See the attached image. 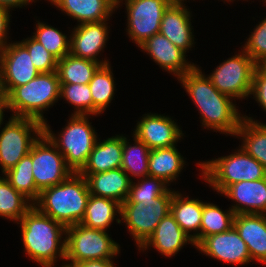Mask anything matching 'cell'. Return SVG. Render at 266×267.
I'll list each match as a JSON object with an SVG mask.
<instances>
[{
	"label": "cell",
	"instance_id": "obj_1",
	"mask_svg": "<svg viewBox=\"0 0 266 267\" xmlns=\"http://www.w3.org/2000/svg\"><path fill=\"white\" fill-rule=\"evenodd\" d=\"M186 92L199 109L202 126L215 132L235 135L244 116L236 109L233 99L220 93L209 77L196 65L178 78ZM241 115V116H240Z\"/></svg>",
	"mask_w": 266,
	"mask_h": 267
},
{
	"label": "cell",
	"instance_id": "obj_2",
	"mask_svg": "<svg viewBox=\"0 0 266 267\" xmlns=\"http://www.w3.org/2000/svg\"><path fill=\"white\" fill-rule=\"evenodd\" d=\"M20 224L24 251L42 267H54L59 257L65 260L66 227L41 213L34 205ZM64 238V240H62Z\"/></svg>",
	"mask_w": 266,
	"mask_h": 267
},
{
	"label": "cell",
	"instance_id": "obj_3",
	"mask_svg": "<svg viewBox=\"0 0 266 267\" xmlns=\"http://www.w3.org/2000/svg\"><path fill=\"white\" fill-rule=\"evenodd\" d=\"M90 195L85 177L73 172L60 184L42 190L33 205L68 227L81 223Z\"/></svg>",
	"mask_w": 266,
	"mask_h": 267
},
{
	"label": "cell",
	"instance_id": "obj_4",
	"mask_svg": "<svg viewBox=\"0 0 266 267\" xmlns=\"http://www.w3.org/2000/svg\"><path fill=\"white\" fill-rule=\"evenodd\" d=\"M60 99V81L56 71L40 73L27 84L15 87L6 97V109L13 117L46 122L43 111ZM48 108V109H47Z\"/></svg>",
	"mask_w": 266,
	"mask_h": 267
},
{
	"label": "cell",
	"instance_id": "obj_5",
	"mask_svg": "<svg viewBox=\"0 0 266 267\" xmlns=\"http://www.w3.org/2000/svg\"><path fill=\"white\" fill-rule=\"evenodd\" d=\"M239 148L228 156L197 163L202 170V179L220 194L236 182L266 178L264 166Z\"/></svg>",
	"mask_w": 266,
	"mask_h": 267
},
{
	"label": "cell",
	"instance_id": "obj_6",
	"mask_svg": "<svg viewBox=\"0 0 266 267\" xmlns=\"http://www.w3.org/2000/svg\"><path fill=\"white\" fill-rule=\"evenodd\" d=\"M71 116L57 137L47 122L43 124V133L64 156L66 165L78 173L86 164L98 136L88 115Z\"/></svg>",
	"mask_w": 266,
	"mask_h": 267
},
{
	"label": "cell",
	"instance_id": "obj_7",
	"mask_svg": "<svg viewBox=\"0 0 266 267\" xmlns=\"http://www.w3.org/2000/svg\"><path fill=\"white\" fill-rule=\"evenodd\" d=\"M65 261L69 264L99 259H113L120 253V245L110 235L99 229L76 224L66 227ZM71 261V263H70Z\"/></svg>",
	"mask_w": 266,
	"mask_h": 267
},
{
	"label": "cell",
	"instance_id": "obj_8",
	"mask_svg": "<svg viewBox=\"0 0 266 267\" xmlns=\"http://www.w3.org/2000/svg\"><path fill=\"white\" fill-rule=\"evenodd\" d=\"M42 133L43 124L40 121L31 118L10 117L0 133L2 174L13 168L30 152L33 143Z\"/></svg>",
	"mask_w": 266,
	"mask_h": 267
},
{
	"label": "cell",
	"instance_id": "obj_9",
	"mask_svg": "<svg viewBox=\"0 0 266 267\" xmlns=\"http://www.w3.org/2000/svg\"><path fill=\"white\" fill-rule=\"evenodd\" d=\"M174 192L169 189L164 195L156 198L154 204L149 206L142 205V202H123L121 204L119 216L125 222L128 232L138 245V249L153 234L161 220L170 213Z\"/></svg>",
	"mask_w": 266,
	"mask_h": 267
},
{
	"label": "cell",
	"instance_id": "obj_10",
	"mask_svg": "<svg viewBox=\"0 0 266 267\" xmlns=\"http://www.w3.org/2000/svg\"><path fill=\"white\" fill-rule=\"evenodd\" d=\"M256 66V62L242 50L224 60L208 77L220 93L233 99H245L251 94Z\"/></svg>",
	"mask_w": 266,
	"mask_h": 267
},
{
	"label": "cell",
	"instance_id": "obj_11",
	"mask_svg": "<svg viewBox=\"0 0 266 267\" xmlns=\"http://www.w3.org/2000/svg\"><path fill=\"white\" fill-rule=\"evenodd\" d=\"M32 172L40 192L60 184L73 173L64 156L44 133L32 145Z\"/></svg>",
	"mask_w": 266,
	"mask_h": 267
},
{
	"label": "cell",
	"instance_id": "obj_12",
	"mask_svg": "<svg viewBox=\"0 0 266 267\" xmlns=\"http://www.w3.org/2000/svg\"><path fill=\"white\" fill-rule=\"evenodd\" d=\"M38 74L27 48L21 42H9L0 49V91L4 97Z\"/></svg>",
	"mask_w": 266,
	"mask_h": 267
},
{
	"label": "cell",
	"instance_id": "obj_13",
	"mask_svg": "<svg viewBox=\"0 0 266 267\" xmlns=\"http://www.w3.org/2000/svg\"><path fill=\"white\" fill-rule=\"evenodd\" d=\"M127 12V34L140 46L147 39L159 33L166 0H125Z\"/></svg>",
	"mask_w": 266,
	"mask_h": 267
},
{
	"label": "cell",
	"instance_id": "obj_14",
	"mask_svg": "<svg viewBox=\"0 0 266 267\" xmlns=\"http://www.w3.org/2000/svg\"><path fill=\"white\" fill-rule=\"evenodd\" d=\"M169 116L144 114L138 121L133 135L144 142L151 150L169 148L183 137L182 130Z\"/></svg>",
	"mask_w": 266,
	"mask_h": 267
},
{
	"label": "cell",
	"instance_id": "obj_15",
	"mask_svg": "<svg viewBox=\"0 0 266 267\" xmlns=\"http://www.w3.org/2000/svg\"><path fill=\"white\" fill-rule=\"evenodd\" d=\"M196 248L204 255L226 263L241 266L251 262L247 245L234 227L205 237Z\"/></svg>",
	"mask_w": 266,
	"mask_h": 267
},
{
	"label": "cell",
	"instance_id": "obj_16",
	"mask_svg": "<svg viewBox=\"0 0 266 267\" xmlns=\"http://www.w3.org/2000/svg\"><path fill=\"white\" fill-rule=\"evenodd\" d=\"M105 21L78 24L73 28L70 37V54L79 58L90 59L101 65L109 64L97 58L106 46L108 24Z\"/></svg>",
	"mask_w": 266,
	"mask_h": 267
},
{
	"label": "cell",
	"instance_id": "obj_17",
	"mask_svg": "<svg viewBox=\"0 0 266 267\" xmlns=\"http://www.w3.org/2000/svg\"><path fill=\"white\" fill-rule=\"evenodd\" d=\"M150 55L155 63L168 73L179 78L190 71L195 64L186 60V53L172 44L165 36L157 33L139 46Z\"/></svg>",
	"mask_w": 266,
	"mask_h": 267
},
{
	"label": "cell",
	"instance_id": "obj_18",
	"mask_svg": "<svg viewBox=\"0 0 266 267\" xmlns=\"http://www.w3.org/2000/svg\"><path fill=\"white\" fill-rule=\"evenodd\" d=\"M221 194L236 202L231 206L235 214H266V178L236 182Z\"/></svg>",
	"mask_w": 266,
	"mask_h": 267
},
{
	"label": "cell",
	"instance_id": "obj_19",
	"mask_svg": "<svg viewBox=\"0 0 266 267\" xmlns=\"http://www.w3.org/2000/svg\"><path fill=\"white\" fill-rule=\"evenodd\" d=\"M185 5H169L162 16L159 33L185 53L194 44L191 15Z\"/></svg>",
	"mask_w": 266,
	"mask_h": 267
},
{
	"label": "cell",
	"instance_id": "obj_20",
	"mask_svg": "<svg viewBox=\"0 0 266 267\" xmlns=\"http://www.w3.org/2000/svg\"><path fill=\"white\" fill-rule=\"evenodd\" d=\"M187 243L195 246L194 240L181 229L174 217L169 213L161 220L153 234L138 250L144 251L149 246H153L159 253L171 258L178 254Z\"/></svg>",
	"mask_w": 266,
	"mask_h": 267
},
{
	"label": "cell",
	"instance_id": "obj_21",
	"mask_svg": "<svg viewBox=\"0 0 266 267\" xmlns=\"http://www.w3.org/2000/svg\"><path fill=\"white\" fill-rule=\"evenodd\" d=\"M233 227L246 243L251 261L266 264V214H235Z\"/></svg>",
	"mask_w": 266,
	"mask_h": 267
},
{
	"label": "cell",
	"instance_id": "obj_22",
	"mask_svg": "<svg viewBox=\"0 0 266 267\" xmlns=\"http://www.w3.org/2000/svg\"><path fill=\"white\" fill-rule=\"evenodd\" d=\"M91 195L115 200L122 204L128 197L132 178L122 168L84 176Z\"/></svg>",
	"mask_w": 266,
	"mask_h": 267
},
{
	"label": "cell",
	"instance_id": "obj_23",
	"mask_svg": "<svg viewBox=\"0 0 266 267\" xmlns=\"http://www.w3.org/2000/svg\"><path fill=\"white\" fill-rule=\"evenodd\" d=\"M123 152V135H116L104 141H96L86 164L78 172L82 176H89L111 169L121 168Z\"/></svg>",
	"mask_w": 266,
	"mask_h": 267
},
{
	"label": "cell",
	"instance_id": "obj_24",
	"mask_svg": "<svg viewBox=\"0 0 266 267\" xmlns=\"http://www.w3.org/2000/svg\"><path fill=\"white\" fill-rule=\"evenodd\" d=\"M203 212V201L183 197L179 191H175L172 197L170 213L181 227L195 243V247L200 243V227ZM195 232L189 234V232Z\"/></svg>",
	"mask_w": 266,
	"mask_h": 267
},
{
	"label": "cell",
	"instance_id": "obj_25",
	"mask_svg": "<svg viewBox=\"0 0 266 267\" xmlns=\"http://www.w3.org/2000/svg\"><path fill=\"white\" fill-rule=\"evenodd\" d=\"M52 5L74 18L79 24L109 19L115 7L107 0H49Z\"/></svg>",
	"mask_w": 266,
	"mask_h": 267
},
{
	"label": "cell",
	"instance_id": "obj_26",
	"mask_svg": "<svg viewBox=\"0 0 266 267\" xmlns=\"http://www.w3.org/2000/svg\"><path fill=\"white\" fill-rule=\"evenodd\" d=\"M184 164V157L178 152L176 145L169 148L150 150L148 160L149 176L162 179L169 185L179 176Z\"/></svg>",
	"mask_w": 266,
	"mask_h": 267
},
{
	"label": "cell",
	"instance_id": "obj_27",
	"mask_svg": "<svg viewBox=\"0 0 266 267\" xmlns=\"http://www.w3.org/2000/svg\"><path fill=\"white\" fill-rule=\"evenodd\" d=\"M234 136L242 137L241 148L261 163L266 170V124L244 116Z\"/></svg>",
	"mask_w": 266,
	"mask_h": 267
},
{
	"label": "cell",
	"instance_id": "obj_28",
	"mask_svg": "<svg viewBox=\"0 0 266 267\" xmlns=\"http://www.w3.org/2000/svg\"><path fill=\"white\" fill-rule=\"evenodd\" d=\"M100 66L98 62L69 53L58 60L56 72L60 84H89Z\"/></svg>",
	"mask_w": 266,
	"mask_h": 267
},
{
	"label": "cell",
	"instance_id": "obj_29",
	"mask_svg": "<svg viewBox=\"0 0 266 267\" xmlns=\"http://www.w3.org/2000/svg\"><path fill=\"white\" fill-rule=\"evenodd\" d=\"M121 214V204L115 200L90 195L80 224L87 228L107 231V227Z\"/></svg>",
	"mask_w": 266,
	"mask_h": 267
},
{
	"label": "cell",
	"instance_id": "obj_30",
	"mask_svg": "<svg viewBox=\"0 0 266 267\" xmlns=\"http://www.w3.org/2000/svg\"><path fill=\"white\" fill-rule=\"evenodd\" d=\"M133 141L134 144H129L127 137L123 136V152L121 168L130 177H140L139 179L149 176L148 160L150 155V148L136 136ZM131 176H130V175Z\"/></svg>",
	"mask_w": 266,
	"mask_h": 267
},
{
	"label": "cell",
	"instance_id": "obj_31",
	"mask_svg": "<svg viewBox=\"0 0 266 267\" xmlns=\"http://www.w3.org/2000/svg\"><path fill=\"white\" fill-rule=\"evenodd\" d=\"M114 83L110 64L101 65L94 73L89 82L93 99V115L102 114L111 103L116 91Z\"/></svg>",
	"mask_w": 266,
	"mask_h": 267
},
{
	"label": "cell",
	"instance_id": "obj_32",
	"mask_svg": "<svg viewBox=\"0 0 266 267\" xmlns=\"http://www.w3.org/2000/svg\"><path fill=\"white\" fill-rule=\"evenodd\" d=\"M32 206L33 203L12 187L5 176H0V217L17 223Z\"/></svg>",
	"mask_w": 266,
	"mask_h": 267
},
{
	"label": "cell",
	"instance_id": "obj_33",
	"mask_svg": "<svg viewBox=\"0 0 266 267\" xmlns=\"http://www.w3.org/2000/svg\"><path fill=\"white\" fill-rule=\"evenodd\" d=\"M3 176L32 203L39 198L40 191L36 188L32 172V147L30 152Z\"/></svg>",
	"mask_w": 266,
	"mask_h": 267
},
{
	"label": "cell",
	"instance_id": "obj_34",
	"mask_svg": "<svg viewBox=\"0 0 266 267\" xmlns=\"http://www.w3.org/2000/svg\"><path fill=\"white\" fill-rule=\"evenodd\" d=\"M235 213L229 210L222 211L219 206L211 202H203V212L200 227V242L213 234L226 232L233 227Z\"/></svg>",
	"mask_w": 266,
	"mask_h": 267
},
{
	"label": "cell",
	"instance_id": "obj_35",
	"mask_svg": "<svg viewBox=\"0 0 266 267\" xmlns=\"http://www.w3.org/2000/svg\"><path fill=\"white\" fill-rule=\"evenodd\" d=\"M36 32L32 36L57 60L62 59L70 52V38L57 28L38 21Z\"/></svg>",
	"mask_w": 266,
	"mask_h": 267
},
{
	"label": "cell",
	"instance_id": "obj_36",
	"mask_svg": "<svg viewBox=\"0 0 266 267\" xmlns=\"http://www.w3.org/2000/svg\"><path fill=\"white\" fill-rule=\"evenodd\" d=\"M135 182H131L127 199L124 202H142L149 206L155 203V199L164 195L170 188L162 179L146 176Z\"/></svg>",
	"mask_w": 266,
	"mask_h": 267
},
{
	"label": "cell",
	"instance_id": "obj_37",
	"mask_svg": "<svg viewBox=\"0 0 266 267\" xmlns=\"http://www.w3.org/2000/svg\"><path fill=\"white\" fill-rule=\"evenodd\" d=\"M60 98L73 105L72 115H92L93 99L89 84H60Z\"/></svg>",
	"mask_w": 266,
	"mask_h": 267
},
{
	"label": "cell",
	"instance_id": "obj_38",
	"mask_svg": "<svg viewBox=\"0 0 266 267\" xmlns=\"http://www.w3.org/2000/svg\"><path fill=\"white\" fill-rule=\"evenodd\" d=\"M21 43L27 48L33 65L39 73L56 71L58 60L43 45L33 37L26 38Z\"/></svg>",
	"mask_w": 266,
	"mask_h": 267
},
{
	"label": "cell",
	"instance_id": "obj_39",
	"mask_svg": "<svg viewBox=\"0 0 266 267\" xmlns=\"http://www.w3.org/2000/svg\"><path fill=\"white\" fill-rule=\"evenodd\" d=\"M243 48L257 65L266 64V18L257 24Z\"/></svg>",
	"mask_w": 266,
	"mask_h": 267
},
{
	"label": "cell",
	"instance_id": "obj_40",
	"mask_svg": "<svg viewBox=\"0 0 266 267\" xmlns=\"http://www.w3.org/2000/svg\"><path fill=\"white\" fill-rule=\"evenodd\" d=\"M250 95L266 111V64L256 66Z\"/></svg>",
	"mask_w": 266,
	"mask_h": 267
},
{
	"label": "cell",
	"instance_id": "obj_41",
	"mask_svg": "<svg viewBox=\"0 0 266 267\" xmlns=\"http://www.w3.org/2000/svg\"><path fill=\"white\" fill-rule=\"evenodd\" d=\"M10 10L0 6V49L6 46L7 43V29L10 23Z\"/></svg>",
	"mask_w": 266,
	"mask_h": 267
},
{
	"label": "cell",
	"instance_id": "obj_42",
	"mask_svg": "<svg viewBox=\"0 0 266 267\" xmlns=\"http://www.w3.org/2000/svg\"><path fill=\"white\" fill-rule=\"evenodd\" d=\"M111 259L88 260L74 263L73 265H64V267H115Z\"/></svg>",
	"mask_w": 266,
	"mask_h": 267
},
{
	"label": "cell",
	"instance_id": "obj_43",
	"mask_svg": "<svg viewBox=\"0 0 266 267\" xmlns=\"http://www.w3.org/2000/svg\"><path fill=\"white\" fill-rule=\"evenodd\" d=\"M30 2H35V1L34 0H0V6L10 10L14 7L22 8L23 6L28 5Z\"/></svg>",
	"mask_w": 266,
	"mask_h": 267
},
{
	"label": "cell",
	"instance_id": "obj_44",
	"mask_svg": "<svg viewBox=\"0 0 266 267\" xmlns=\"http://www.w3.org/2000/svg\"><path fill=\"white\" fill-rule=\"evenodd\" d=\"M4 109H6V104H5V97L2 95L0 91V127L3 124V118H4Z\"/></svg>",
	"mask_w": 266,
	"mask_h": 267
},
{
	"label": "cell",
	"instance_id": "obj_45",
	"mask_svg": "<svg viewBox=\"0 0 266 267\" xmlns=\"http://www.w3.org/2000/svg\"><path fill=\"white\" fill-rule=\"evenodd\" d=\"M169 5H185L184 0H166ZM186 1V0H185Z\"/></svg>",
	"mask_w": 266,
	"mask_h": 267
},
{
	"label": "cell",
	"instance_id": "obj_46",
	"mask_svg": "<svg viewBox=\"0 0 266 267\" xmlns=\"http://www.w3.org/2000/svg\"><path fill=\"white\" fill-rule=\"evenodd\" d=\"M111 5H113L115 8H118L120 6V3H122L123 0H107ZM121 1V2H120Z\"/></svg>",
	"mask_w": 266,
	"mask_h": 267
}]
</instances>
